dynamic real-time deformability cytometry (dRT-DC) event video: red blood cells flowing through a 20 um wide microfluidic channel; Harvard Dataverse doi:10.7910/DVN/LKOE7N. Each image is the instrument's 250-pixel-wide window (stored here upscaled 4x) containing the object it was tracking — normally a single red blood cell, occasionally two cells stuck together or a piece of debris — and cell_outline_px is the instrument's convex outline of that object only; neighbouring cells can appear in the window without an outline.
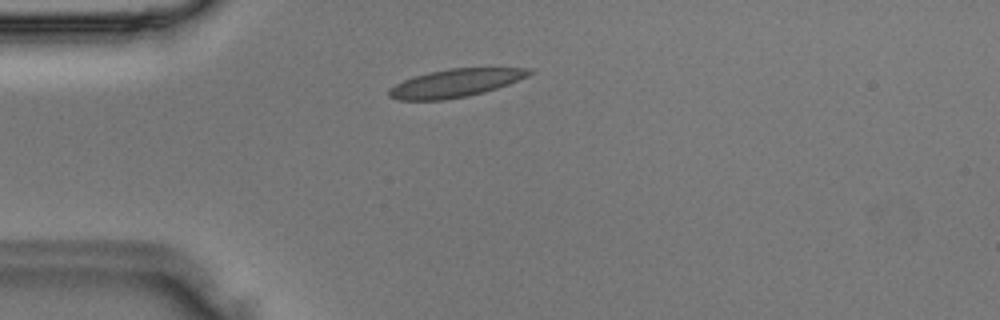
{"species": "Egyptian fruit bat (a non-hibernating species)", "species_latin": "Rousettus aegyptiacus", "temperature_condition": "room temperature", "stored_images_in_passage": 3, "camera_frame_rate_fps": 3000, "um_per_image_px": 0.085, "animal": {"sex": "male"}, "frame": {"image": 1, "passage_image": 3, "time_ms": 0.667, "image_size_px": [1000, 320], "cell_outline_px": [[532, 72], [528, 76], [508, 84], [484, 92], [468, 96], [444, 100], [400, 100], [388, 96], [388, 92], [396, 84], [404, 80], [428, 72], [448, 68], [532, 68]], "centroid_in_image_um": [38.72, 7.06], "position_along_channel_um": 46.3, "area_um2": 22.72}}